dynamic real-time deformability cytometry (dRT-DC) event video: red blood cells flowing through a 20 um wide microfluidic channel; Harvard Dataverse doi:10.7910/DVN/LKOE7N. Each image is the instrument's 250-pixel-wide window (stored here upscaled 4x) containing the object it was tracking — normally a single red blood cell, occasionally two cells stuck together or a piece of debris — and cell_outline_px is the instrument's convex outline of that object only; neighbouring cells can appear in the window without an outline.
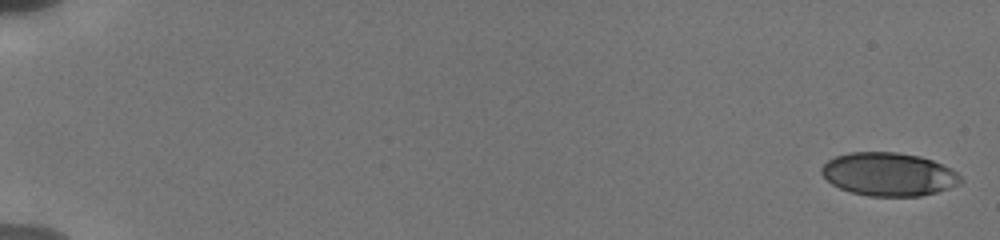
{"species": "human", "species_latin": "Homo sapiens", "temperature_condition": "cold", "stored_images_in_passage": 68, "camera_frame_rate_fps": 3000, "um_per_image_px": 0.085, "donor": {"sex": "male"}, "frame": {"image": 1, "passage_image": 1, "time_ms": 0.0, "image_size_px": [1000, 240], "cell_outline_px": [[964, 180], [960, 184], [936, 192], [920, 196], [868, 196], [852, 192], [840, 188], [832, 184], [820, 172], [820, 168], [828, 160], [836, 156], [848, 152], [896, 152], [920, 156], [932, 160], [956, 172]], "centroid_in_image_um": [75.52, 14.81], "position_along_channel_um": 9.5, "area_um2": 34.97}}
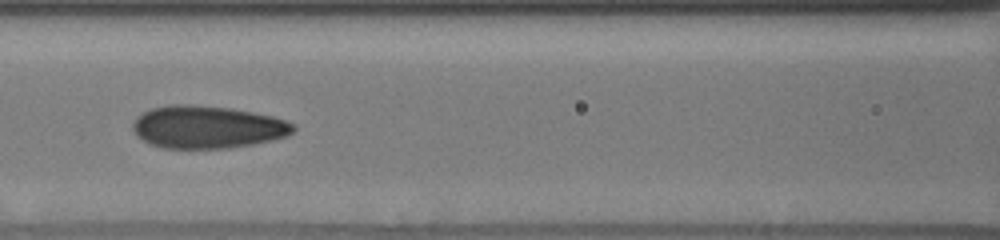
{"frame": {"image": 2, "passage_image": 31, "time_ms": 8.667, "image_size_px": [1000, 240], "cell_outline_px": [[296, 128], [292, 132], [284, 136], [272, 140], [252, 144], [228, 148], [164, 148], [148, 144], [136, 136], [132, 128], [132, 124], [136, 116], [152, 108], [168, 104], [192, 104], [232, 108], [272, 116], [296, 124]], "centroid_in_image_um": [17.58, 10.79], "position_along_channel_um": 149.0, "area_um2": 40.06}}
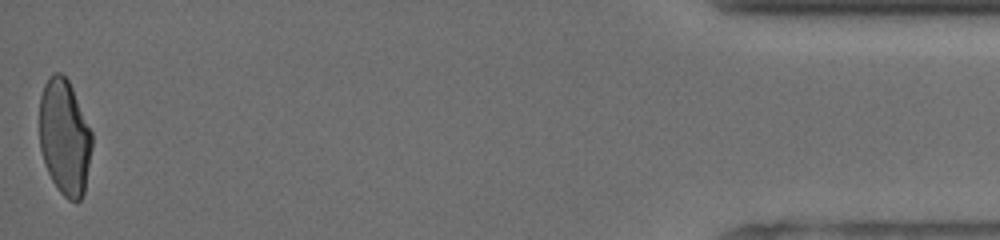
{"frame": {"image": 3, "passage_image": 67, "time_ms": 18.0, "image_size_px": [1000, 240], "cell_outline_px": [[92, 148], [84, 192], [80, 200], [68, 200], [60, 192], [52, 180], [48, 172], [40, 148], [40, 96], [44, 84], [48, 76], [52, 72], [60, 72], [68, 80], [72, 88], [92, 132]], "centroid_in_image_um": [5.49, 11.64], "position_along_channel_um": 429.7, "area_um2": 35.32}, "authors_computed_cell_mechanics": {"area_um2": 38.148, "velocity_mm_per_s": 3.8334, "shape_relaxation_time_tau1_ms": 7.0071, "shape_relaxation_time_tau2_ms": 1.0062, "deformation_change_tau1": 0.1942, "deformation_change_tau2": 0.0706}}